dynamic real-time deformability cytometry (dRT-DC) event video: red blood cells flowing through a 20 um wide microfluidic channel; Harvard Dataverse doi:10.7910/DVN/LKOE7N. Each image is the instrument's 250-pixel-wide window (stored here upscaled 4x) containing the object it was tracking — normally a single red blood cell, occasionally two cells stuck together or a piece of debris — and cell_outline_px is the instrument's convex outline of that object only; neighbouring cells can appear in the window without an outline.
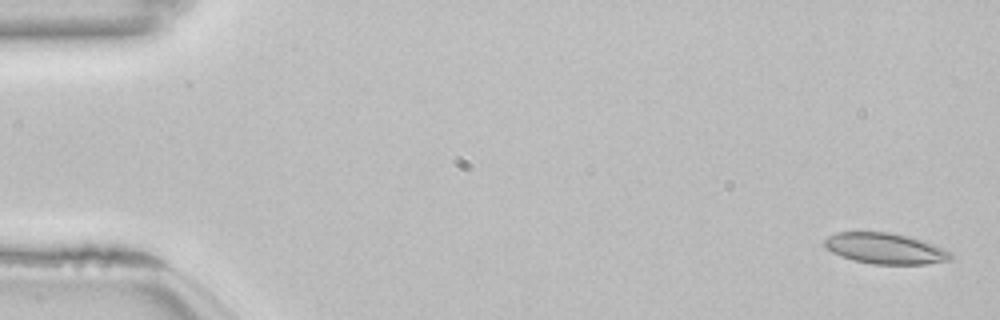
{"species": "common noctule bat (a hibernating species)", "species_latin": "Nyctalus noctula", "temperature_condition": "room temperature", "stored_images_in_passage": 54, "camera_frame_rate_fps": 3000, "um_per_image_px": 0.085, "animal": {"sex": "female", "body_mass_g": 22.7, "forearm_length_mm": 54.2}, "frame": {"image": 1, "passage_image": 2, "time_ms": 0.333, "image_size_px": [1000, 320], "cell_outline_px": [[952, 260], [924, 264], [872, 264], [852, 260], [840, 256], [824, 248], [824, 240], [828, 236], [836, 232], [892, 232], [908, 236], [932, 244], [952, 252]], "centroid_in_image_um": [75.21, 21.12], "position_along_channel_um": 9.8, "area_um2": 22.77}}
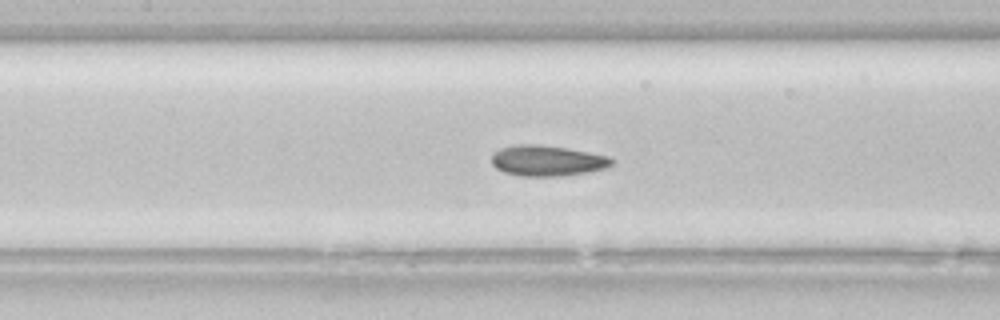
{"frame": {"image": 2, "passage_image": 25, "time_ms": 8.0, "image_size_px": [1000, 320], "cell_outline_px": [[616, 160], [608, 168], [588, 172], [560, 176], [520, 176], [504, 172], [496, 168], [492, 164], [492, 156], [500, 148], [512, 144], [540, 144], [568, 148], [608, 156]], "centroid_in_image_um": [46.53, 13.65], "position_along_channel_um": 160.9, "area_um2": 21.68}}
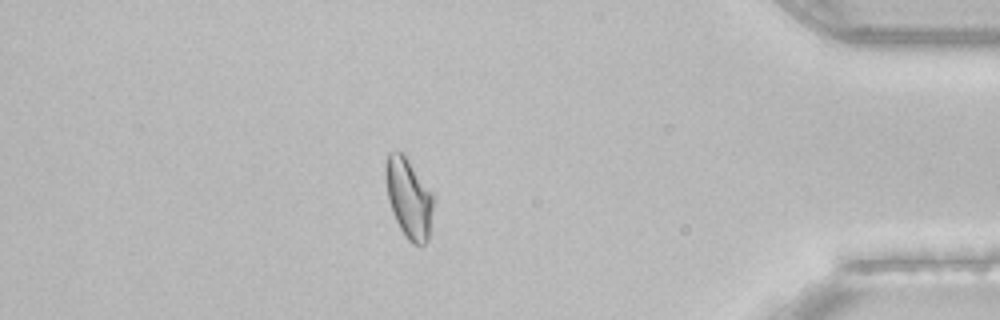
{"frame": {"image": 3, "passage_image": 47, "time_ms": 15.333, "image_size_px": [1000, 320], "cell_outline_px": [[432, 208], [428, 240], [420, 248], [412, 244], [408, 240], [400, 228], [392, 212], [388, 200], [384, 172], [384, 168], [388, 152], [404, 152], [432, 192]], "centroid_in_image_um": [34.72, 16.82], "position_along_channel_um": 400.5, "area_um2": 22.37}, "authors_computed_cell_mechanics": {"area_um2": 22.1085, "velocity_mm_per_s": 3.8294, "shape_relaxation_time_tau1_ms": 10.1577, "shape_relaxation_time_tau2_ms": 0.9915, "deformation_change_tau1": 0.1717, "deformation_change_tau2": 0.0488}}